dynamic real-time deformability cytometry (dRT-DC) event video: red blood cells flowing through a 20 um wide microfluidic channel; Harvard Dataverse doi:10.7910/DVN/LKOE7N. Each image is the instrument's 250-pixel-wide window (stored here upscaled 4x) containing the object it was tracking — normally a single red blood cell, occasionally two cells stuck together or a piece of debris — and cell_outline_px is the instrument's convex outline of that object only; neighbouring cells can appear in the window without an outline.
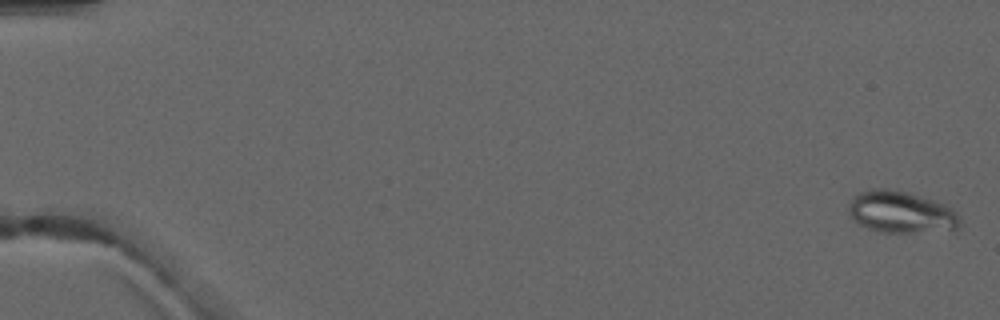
{"species": "common noctule bat (a hibernating species)", "species_latin": "Nyctalus noctula", "temperature_condition": "warm", "stored_images_in_passage": 7, "camera_frame_rate_fps": 3000, "um_per_image_px": 0.085, "animal": {"sex": "male", "forearm_length_mm": 52.5}, "frame": {"image": 1, "passage_image": 1, "time_ms": 0.0, "image_size_px": [1000, 320], "cell_outline_px": [[960, 224], [956, 228], [912, 232], [880, 232], [868, 228], [852, 220], [848, 212], [848, 204], [852, 196], [860, 192], [872, 188], [884, 188], [908, 192], [944, 204], [952, 208], [960, 216]], "centroid_in_image_um": [76.52, 18.01], "position_along_channel_um": 8.5, "area_um2": 26.99}}
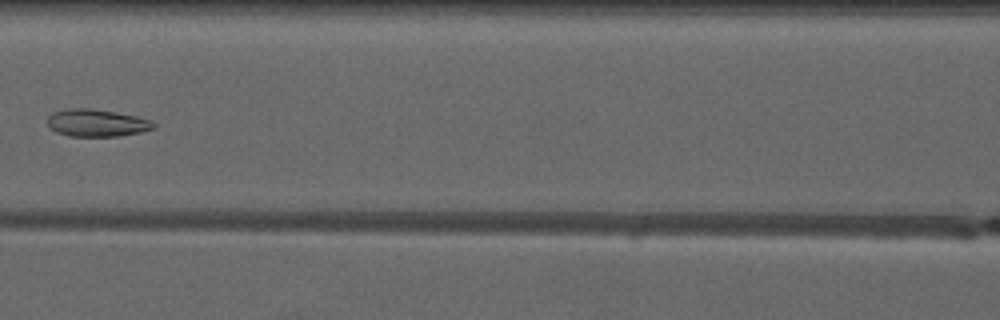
{"frame": {"image": 2, "passage_image": 7, "time_ms": 7.667, "image_size_px": [1000, 320], "cell_outline_px": [[156, 128], [140, 132], [120, 136], [68, 136], [56, 132], [48, 128], [48, 116], [52, 112], [68, 108], [92, 108], [136, 116], [152, 120], [156, 124]], "centroid_in_image_um": [8.21, 10.45], "position_along_channel_um": 158.4, "area_um2": 17.11}}